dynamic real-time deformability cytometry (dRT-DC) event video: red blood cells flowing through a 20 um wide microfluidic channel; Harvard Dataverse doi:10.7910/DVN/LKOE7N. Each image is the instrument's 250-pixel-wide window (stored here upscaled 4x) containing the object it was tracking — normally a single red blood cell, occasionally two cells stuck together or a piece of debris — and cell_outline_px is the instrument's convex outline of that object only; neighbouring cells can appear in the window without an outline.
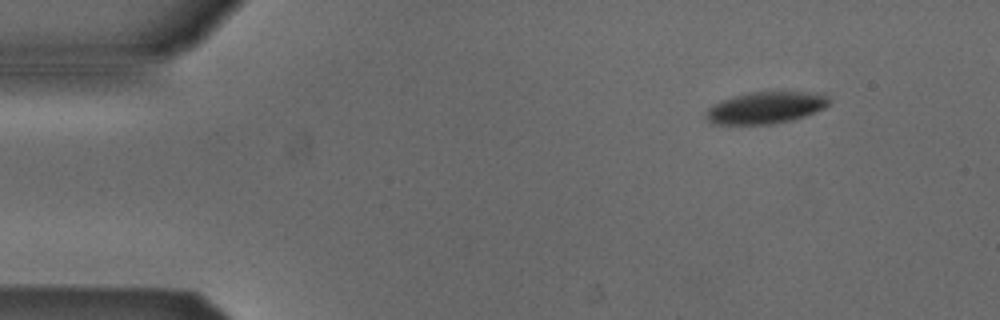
{"species": "Egyptian fruit bat (a non-hibernating species)", "species_latin": "Rousettus aegyptiacus", "temperature_condition": "cold", "stored_images_in_passage": 49, "segment_of_instrument_passage": [1, 2], "camera_frame_rate_fps": 3000, "um_per_image_px": 0.085, "animal": {"sex": "male"}, "frame": {"image": 1, "passage_image": 1, "time_ms": 0.0, "image_size_px": [1000, 320], "cell_outline_px": [[828, 104], [824, 108], [804, 116], [792, 120], [772, 124], [712, 124], [704, 116], [708, 108], [724, 100], [736, 96], [752, 92], [800, 92], [824, 96], [828, 100]], "centroid_in_image_um": [65.02, 9.18], "position_along_channel_um": 20.0, "area_um2": 22.14}}
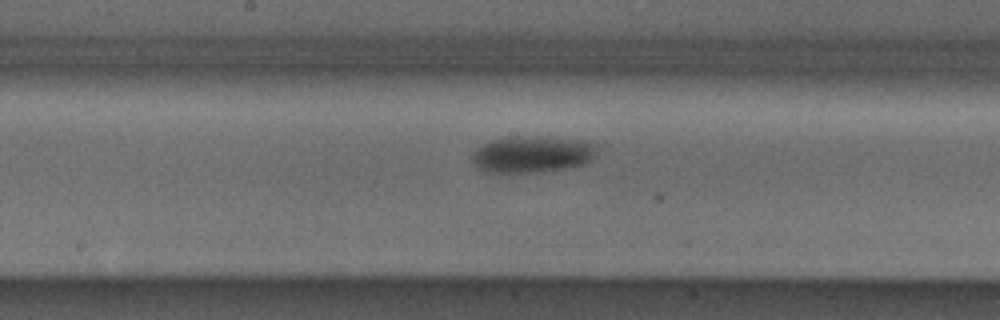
{"frame": {"image": 2, "passage_image": 22, "time_ms": 7.0, "image_size_px": [1000, 320], "cell_outline_px": [[596, 144], [592, 160], [584, 164], [568, 168], [540, 172], [500, 176], [484, 172], [476, 168], [472, 160], [472, 152], [476, 148], [492, 140], [508, 136], [548, 136], [592, 140]], "centroid_in_image_um": [45.2, 13.14], "position_along_channel_um": 203.0, "area_um2": 28.09}}
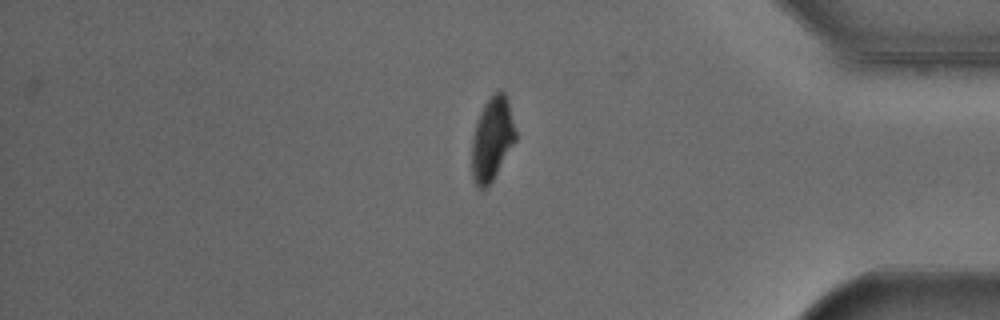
{"frame": {"image": 3, "passage_image": 39, "time_ms": 12.667, "image_size_px": [1000, 320], "cell_outline_px": [[516, 140], [488, 188], [476, 188], [472, 180], [472, 140], [476, 120], [484, 104], [500, 88], [504, 92], [508, 100], [516, 132]], "centroid_in_image_um": [41.82, 11.84], "position_along_channel_um": 393.4, "area_um2": 21.39}}